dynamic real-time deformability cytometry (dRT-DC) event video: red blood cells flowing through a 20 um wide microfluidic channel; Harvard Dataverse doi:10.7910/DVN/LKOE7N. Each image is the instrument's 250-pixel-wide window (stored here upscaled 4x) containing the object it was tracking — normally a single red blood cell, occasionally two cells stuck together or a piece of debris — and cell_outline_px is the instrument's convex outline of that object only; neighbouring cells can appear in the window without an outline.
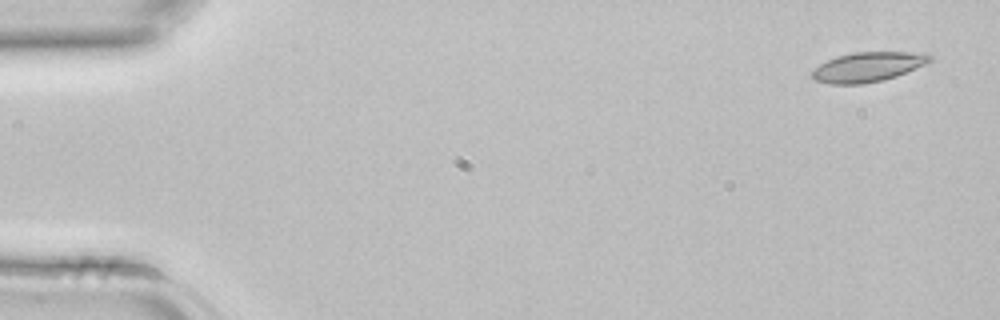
{"species": "common noctule bat (a hibernating species)", "species_latin": "Nyctalus noctula", "temperature_condition": "room temperature", "stored_images_in_passage": 4, "camera_frame_rate_fps": 3000, "um_per_image_px": 0.085, "animal": {"sex": "female", "body_mass_g": 22.7, "forearm_length_mm": 54.2}, "frame": {"image": 1, "passage_image": 1, "time_ms": 0.0, "image_size_px": [1000, 320], "cell_outline_px": [[932, 60], [924, 64], [896, 76], [884, 80], [864, 84], [828, 84], [816, 80], [812, 76], [812, 72], [820, 64], [836, 56], [852, 52], [924, 52], [932, 56]], "centroid_in_image_um": [73.78, 5.68], "position_along_channel_um": 11.2, "area_um2": 20.29}}
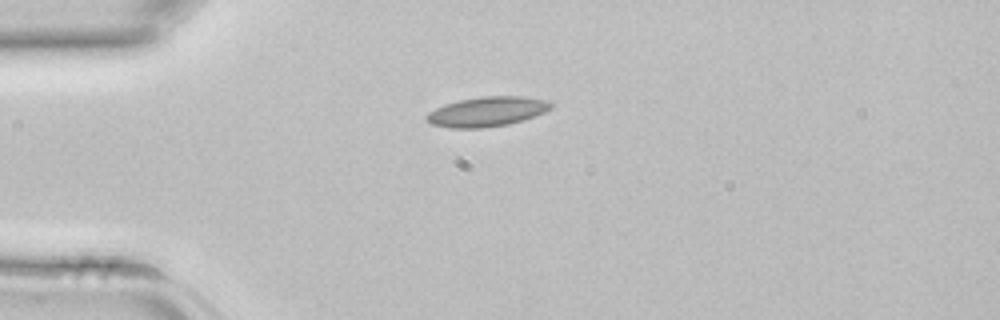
{"frame": {"image": 2, "passage_image": 3, "time_ms": 0.667, "image_size_px": [1000, 320], "cell_outline_px": [[552, 108], [544, 112], [524, 120], [508, 124], [484, 128], [452, 128], [432, 124], [424, 120], [424, 116], [428, 112], [444, 104], [460, 100], [484, 96], [520, 96], [548, 100], [552, 104]], "centroid_in_image_um": [41.38, 9.49], "position_along_channel_um": 43.6, "area_um2": 21.62}}